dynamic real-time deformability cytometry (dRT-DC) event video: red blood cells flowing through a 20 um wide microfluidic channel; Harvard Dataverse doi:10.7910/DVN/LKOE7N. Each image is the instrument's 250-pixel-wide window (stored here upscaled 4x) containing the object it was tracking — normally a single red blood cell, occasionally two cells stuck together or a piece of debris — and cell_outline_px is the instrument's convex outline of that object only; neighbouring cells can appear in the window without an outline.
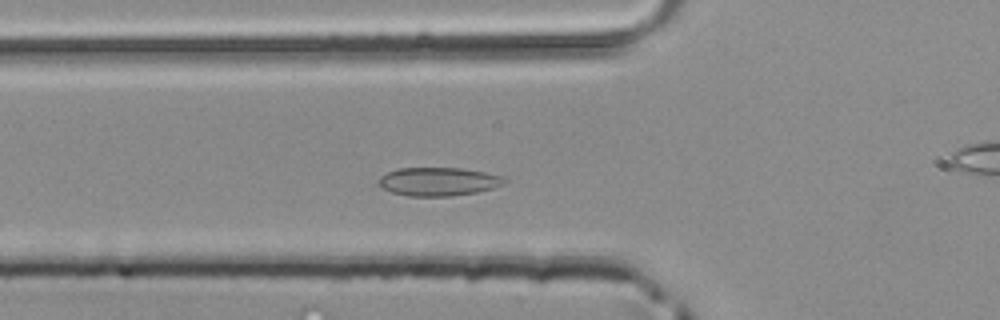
{"species": "common noctule bat (a hibernating species)", "species_latin": "Nyctalus noctula", "temperature_condition": "room temperature", "stored_images_in_passage": 44, "camera_frame_rate_fps": 3000, "um_per_image_px": 0.085, "animal": {"sex": "male", "body_mass_g": 20.4}, "frame": {"image": 1, "passage_image": 12, "time_ms": 3.667, "image_size_px": [1000, 320], "cell_outline_px": [[508, 180], [504, 184], [492, 188], [476, 192], [452, 196], [408, 196], [392, 192], [380, 188], [376, 184], [376, 180], [380, 176], [388, 172], [400, 168], [460, 168], [484, 172], [504, 176]], "centroid_in_image_um": [37.23, 15.43], "position_along_channel_um": 88.6, "area_um2": 21.04}}
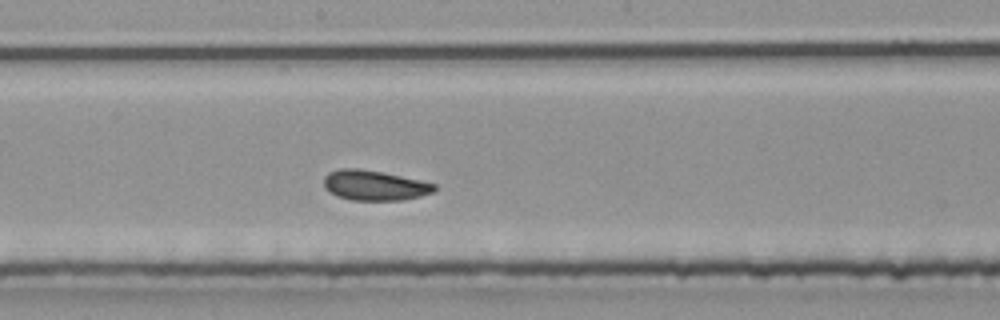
{"frame": {"image": 2, "passage_image": 21, "time_ms": 6.667, "image_size_px": [1000, 320], "cell_outline_px": [[436, 188], [432, 192], [420, 196], [404, 200], [352, 200], [336, 196], [324, 188], [324, 176], [328, 172], [340, 168], [356, 168], [380, 172], [420, 180], [436, 184]], "centroid_in_image_um": [31.79, 15.76], "position_along_channel_um": 216.4, "area_um2": 19.31}}
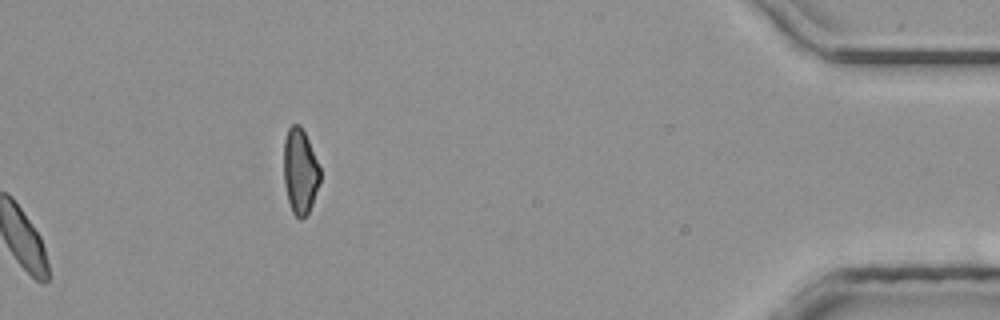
{"frame": {"image": 3, "passage_image": 44, "time_ms": 14.333, "image_size_px": [1000, 320], "cell_outline_px": [[320, 184], [312, 204], [308, 212], [300, 220], [292, 212], [288, 200], [284, 184], [284, 140], [288, 128], [292, 124], [300, 124], [308, 140], [320, 168]], "centroid_in_image_um": [25.5, 14.56], "position_along_channel_um": 409.7, "area_um2": 18.03}}